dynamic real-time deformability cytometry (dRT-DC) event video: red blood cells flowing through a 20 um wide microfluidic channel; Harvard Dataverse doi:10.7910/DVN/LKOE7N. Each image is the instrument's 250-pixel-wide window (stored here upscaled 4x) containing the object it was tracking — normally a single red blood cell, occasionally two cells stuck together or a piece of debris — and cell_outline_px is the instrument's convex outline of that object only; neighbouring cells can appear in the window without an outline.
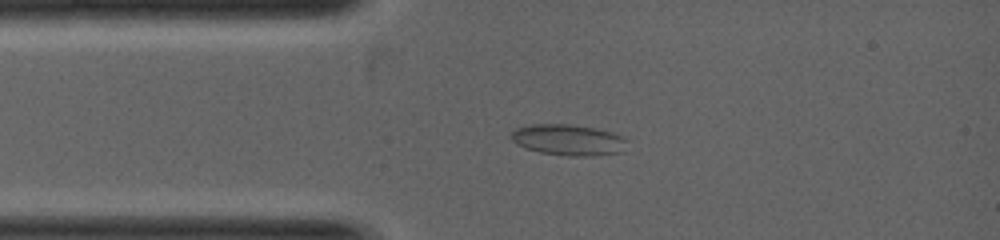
{"species": "common noctule bat (a hibernating species)", "species_latin": "Nyctalus noctula", "temperature_condition": "warm", "stored_images_in_passage": 5, "camera_frame_rate_fps": 5000, "um_per_image_px": 0.085, "animal": {"sex": "female", "body_mass_g": 19.0, "forearm_length_mm": 53.3}, "frame": {"image": 1, "passage_image": 4, "time_ms": 1.0, "image_size_px": [1000, 240], "cell_outline_px": [[628, 140], [620, 152], [592, 156], [568, 156], [540, 152], [524, 148], [516, 144], [508, 136], [516, 128], [532, 124], [572, 124], [596, 128], [612, 132]], "centroid_in_image_um": [48.26, 11.88], "position_along_channel_um": 36.7, "area_um2": 21.04}}